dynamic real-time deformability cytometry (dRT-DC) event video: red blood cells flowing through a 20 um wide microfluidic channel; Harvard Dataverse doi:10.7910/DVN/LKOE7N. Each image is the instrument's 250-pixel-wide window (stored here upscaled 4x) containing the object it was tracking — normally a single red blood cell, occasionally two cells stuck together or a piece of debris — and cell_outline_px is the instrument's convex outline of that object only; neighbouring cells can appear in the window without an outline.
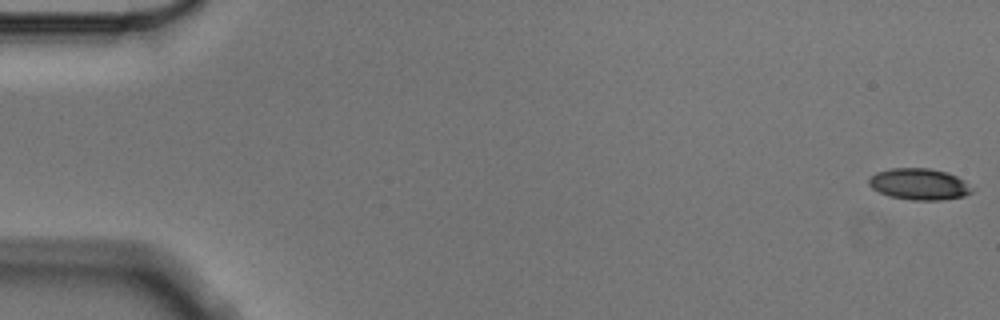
{"species": "Egyptian fruit bat (a non-hibernating species)", "species_latin": "Rousettus aegyptiacus", "temperature_condition": "cold", "stored_images_in_passage": 57, "camera_frame_rate_fps": 3000, "um_per_image_px": 0.085, "animal": {"sex": "male"}, "frame": {"image": 1, "passage_image": 1, "time_ms": 0.0, "image_size_px": [1000, 320], "cell_outline_px": [[972, 192], [964, 196], [940, 200], [912, 200], [888, 196], [872, 188], [868, 184], [868, 180], [876, 172], [892, 168], [928, 168], [948, 172], [964, 180], [972, 188]], "centroid_in_image_um": [78.13, 15.65], "position_along_channel_um": 6.9, "area_um2": 18.84}}
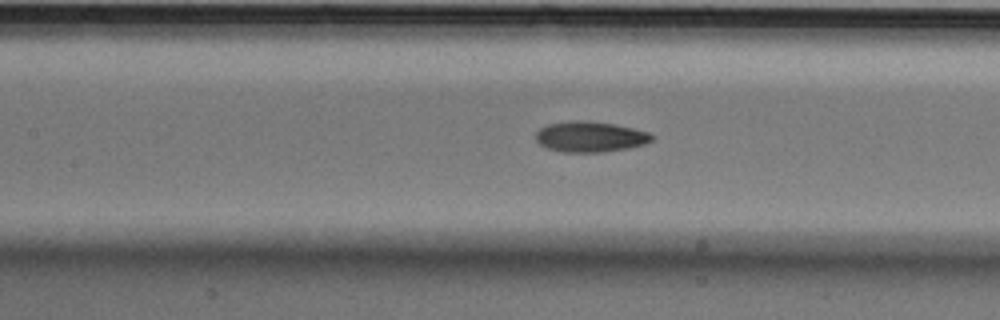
{"frame": {"image": 2, "passage_image": 26, "time_ms": 8.333, "image_size_px": [1000, 320], "cell_outline_px": [[652, 140], [644, 144], [628, 148], [604, 152], [560, 152], [548, 148], [540, 144], [536, 140], [536, 132], [540, 128], [548, 124], [612, 124], [632, 128], [648, 132], [652, 136]], "centroid_in_image_um": [50.18, 11.69], "position_along_channel_um": 157.2, "area_um2": 19.48}}
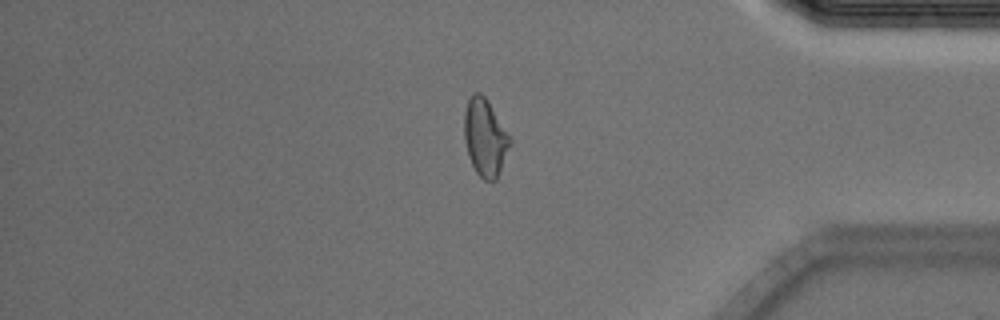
{"frame": {"image": 3, "passage_image": 48, "time_ms": 15.667, "image_size_px": [1000, 320], "cell_outline_px": [[512, 140], [496, 180], [484, 180], [476, 172], [468, 156], [464, 140], [464, 112], [468, 100], [472, 92], [480, 92], [488, 100]], "centroid_in_image_um": [41.21, 11.66], "position_along_channel_um": 394.0, "area_um2": 20.52}, "authors_computed_cell_mechanics": {"area_um2": 20.23, "velocity_mm_per_s": 3.5639, "shape_relaxation_time_tau1_ms": 5.4395, "shape_relaxation_time_tau2_ms": 4.16, "deformation_change_tau1": 0.1552, "deformation_change_tau2": 0.1037}}